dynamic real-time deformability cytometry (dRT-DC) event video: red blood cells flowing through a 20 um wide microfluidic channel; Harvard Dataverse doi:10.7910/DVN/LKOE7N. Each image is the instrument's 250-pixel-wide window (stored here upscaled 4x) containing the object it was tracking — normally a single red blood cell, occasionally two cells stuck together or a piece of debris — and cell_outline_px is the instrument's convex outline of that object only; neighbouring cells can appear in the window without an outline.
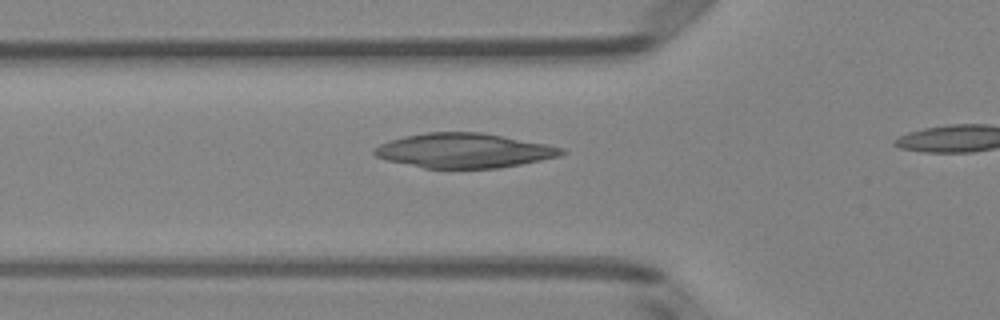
{"species": "Egyptian fruit bat (a non-hibernating species)", "species_latin": "Rousettus aegyptiacus", "temperature_condition": "room temperature", "stored_images_in_passage": 9, "camera_frame_rate_fps": 3000, "um_per_image_px": 0.085, "animal": {"sex": "female"}, "frame": {"image": 1, "passage_image": 7, "time_ms": 2.0, "image_size_px": [1000, 320], "cell_outline_px": [[568, 152], [560, 156], [520, 164], [496, 168], [424, 168], [388, 160], [376, 156], [372, 152], [372, 148], [380, 144], [404, 136], [428, 132], [480, 132], [544, 144], [564, 148]], "centroid_in_image_um": [39.42, 12.8], "position_along_channel_um": 86.4, "area_um2": 37.34}}